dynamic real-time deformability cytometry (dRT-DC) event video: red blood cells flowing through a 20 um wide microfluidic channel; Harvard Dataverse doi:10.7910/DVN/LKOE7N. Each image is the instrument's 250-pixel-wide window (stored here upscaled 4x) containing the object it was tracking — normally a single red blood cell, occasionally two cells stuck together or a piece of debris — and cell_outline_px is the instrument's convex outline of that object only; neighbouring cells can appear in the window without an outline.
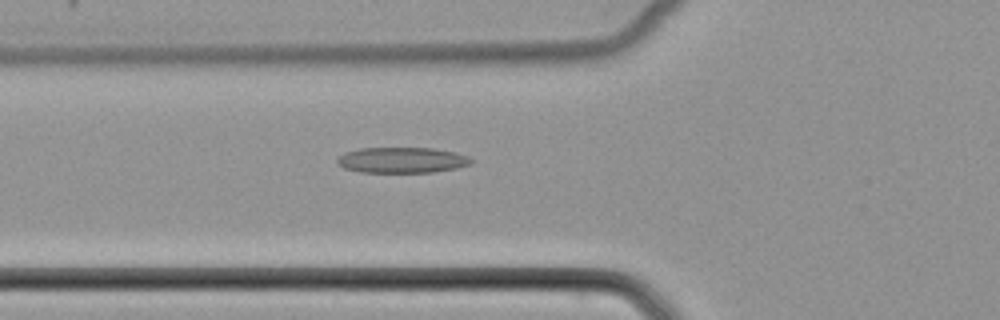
{"species": "common noctule bat (a hibernating species)", "species_latin": "Nyctalus noctula", "temperature_condition": "cold", "stored_images_in_passage": 40, "camera_frame_rate_fps": 3000, "um_per_image_px": 0.085, "animal": {"sex": "female", "body_mass_g": 22.7, "forearm_length_mm": 54.2}, "frame": {"image": 1, "passage_image": 8, "time_ms": 2.333, "image_size_px": [1000, 320], "cell_outline_px": [[472, 160], [468, 164], [456, 168], [432, 172], [360, 172], [344, 168], [336, 160], [344, 152], [360, 148], [432, 148], [456, 152], [468, 156]], "centroid_in_image_um": [34.15, 13.6], "position_along_channel_um": 91.7, "area_um2": 19.88}}
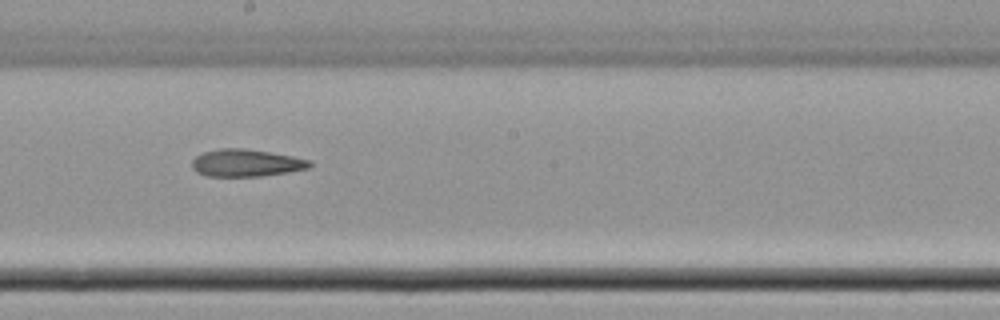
{"frame": {"image": 2, "passage_image": 18, "time_ms": 5.667, "image_size_px": [1000, 320], "cell_outline_px": [[312, 164], [308, 168], [288, 172], [260, 176], [208, 176], [196, 172], [192, 168], [192, 160], [196, 156], [204, 152], [220, 148], [244, 148], [292, 156], [312, 160]], "centroid_in_image_um": [20.91, 13.85], "position_along_channel_um": 227.3, "area_um2": 18.67}}
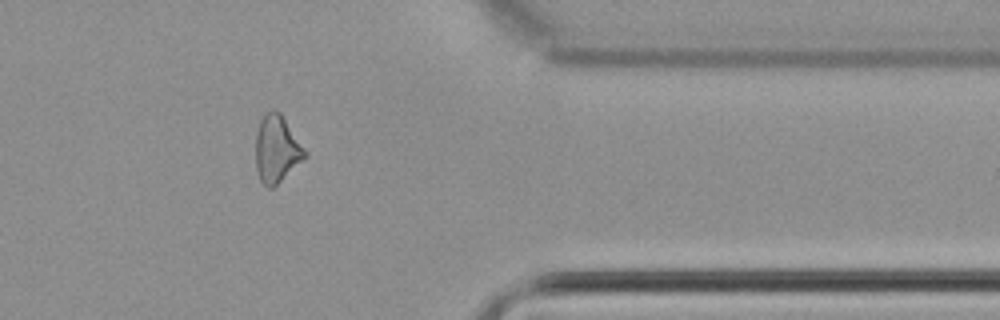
{"frame": {"image": 3, "passage_image": 31, "time_ms": 10.0, "image_size_px": [1000, 320], "cell_outline_px": [[308, 156], [272, 188], [268, 188], [260, 180], [256, 168], [256, 132], [260, 120], [272, 108], [280, 112], [308, 152]], "centroid_in_image_um": [23.53, 12.66], "position_along_channel_um": 387.9, "area_um2": 19.25}}